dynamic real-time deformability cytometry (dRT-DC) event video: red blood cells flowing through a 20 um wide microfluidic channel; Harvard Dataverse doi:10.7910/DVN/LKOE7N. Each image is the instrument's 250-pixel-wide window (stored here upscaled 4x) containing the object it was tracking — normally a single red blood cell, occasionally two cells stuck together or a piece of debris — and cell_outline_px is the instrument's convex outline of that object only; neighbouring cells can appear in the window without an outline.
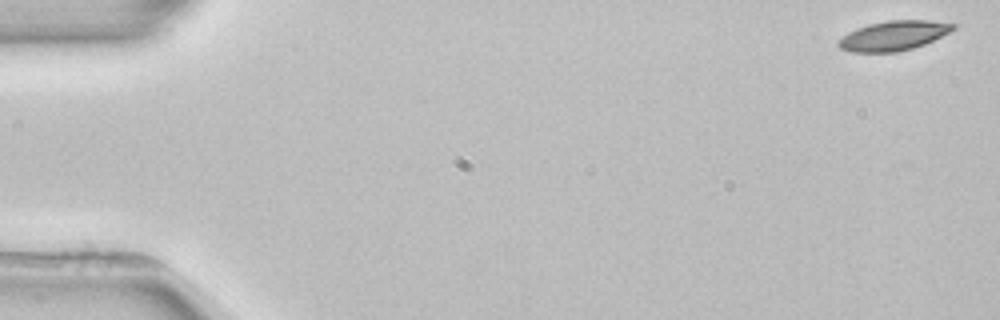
{"species": "common noctule bat (a hibernating species)", "species_latin": "Nyctalus noctula", "temperature_condition": "room temperature", "stored_images_in_passage": 4, "camera_frame_rate_fps": 3000, "um_per_image_px": 0.085, "animal": {"sex": "female", "body_mass_g": 22.7, "forearm_length_mm": 54.2}, "frame": {"image": 1, "passage_image": 1, "time_ms": 0.0, "image_size_px": [1000, 320], "cell_outline_px": [[956, 28], [924, 44], [912, 48], [896, 52], [852, 52], [840, 48], [836, 44], [836, 40], [848, 32], [856, 28], [868, 24], [888, 20], [928, 20], [956, 24]], "centroid_in_image_um": [75.89, 3.03], "position_along_channel_um": 9.1, "area_um2": 19.77}}
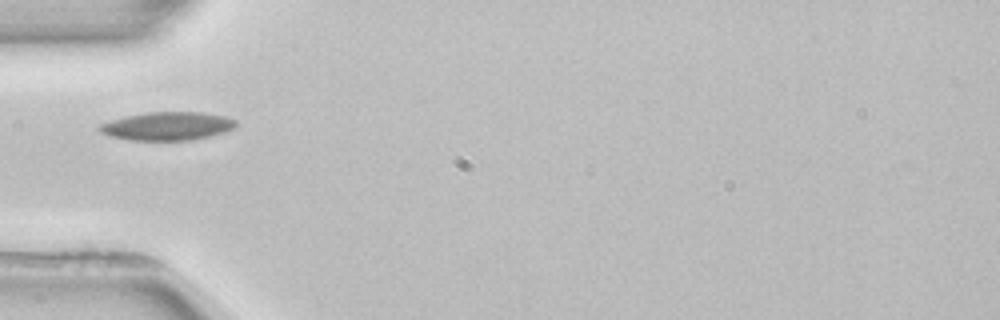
{"frame": {"image": 2, "passage_image": 4, "time_ms": 5.333, "image_size_px": [1000, 320], "cell_outline_px": [[236, 124], [232, 128], [224, 132], [192, 140], [132, 140], [108, 136], [100, 132], [96, 128], [100, 124], [112, 120], [128, 116], [148, 112], [200, 112], [228, 116], [236, 120]], "centroid_in_image_um": [14.22, 10.72], "position_along_channel_um": 70.8, "area_um2": 22.43}}